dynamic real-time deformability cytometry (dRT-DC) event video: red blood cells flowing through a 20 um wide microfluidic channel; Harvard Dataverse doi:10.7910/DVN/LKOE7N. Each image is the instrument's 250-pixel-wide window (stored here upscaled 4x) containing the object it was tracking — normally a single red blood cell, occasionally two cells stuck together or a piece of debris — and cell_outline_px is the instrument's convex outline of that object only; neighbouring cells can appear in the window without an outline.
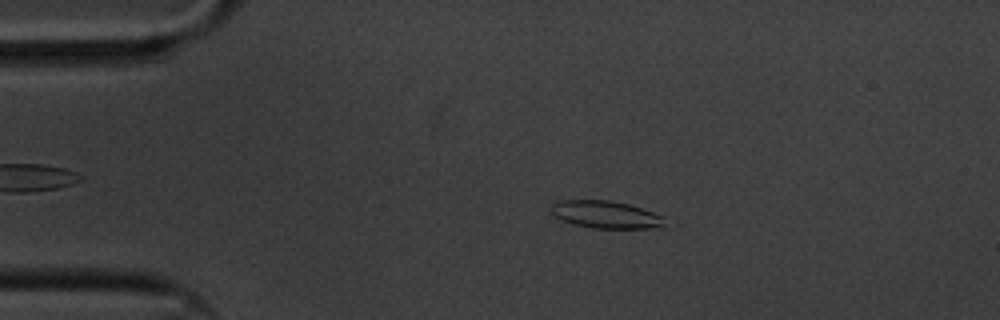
{"species": "common noctule bat (a hibernating species)", "species_latin": "Nyctalus noctula", "temperature_condition": "cold", "stored_images_in_passage": 59, "camera_frame_rate_fps": 3000, "um_per_image_px": 0.085, "animal": {"sex": "male", "body_mass_g": 20.1, "forearm_length_mm": 53.5}, "frame": {"image": 1, "passage_image": 11, "time_ms": 3.333, "image_size_px": [1000, 320], "cell_outline_px": [[668, 228], [592, 228], [576, 224], [564, 220], [556, 216], [552, 212], [552, 204], [560, 200], [608, 200], [628, 204], [664, 216]], "centroid_in_image_um": [51.59, 18.25], "position_along_channel_um": 33.4, "area_um2": 18.09}}
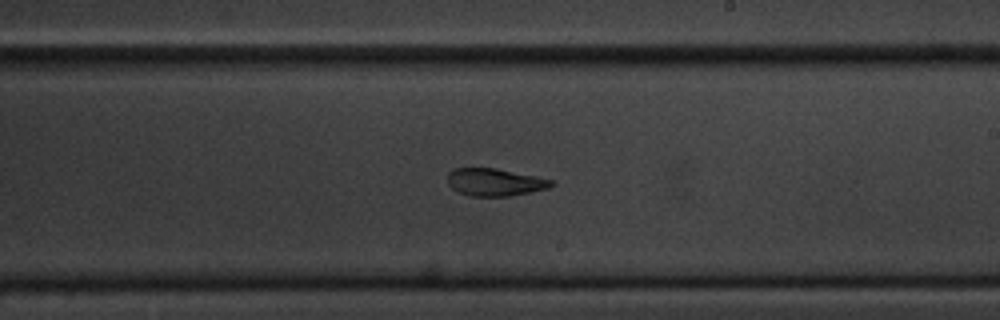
{"frame": {"image": 2, "passage_image": 34, "time_ms": 11.0, "image_size_px": [1000, 320], "cell_outline_px": [[556, 184], [548, 188], [508, 196], [468, 196], [452, 188], [448, 184], [448, 172], [452, 168], [496, 168], [556, 180]], "centroid_in_image_um": [42.08, 15.47], "position_along_channel_um": 246.9, "area_um2": 16.7}}
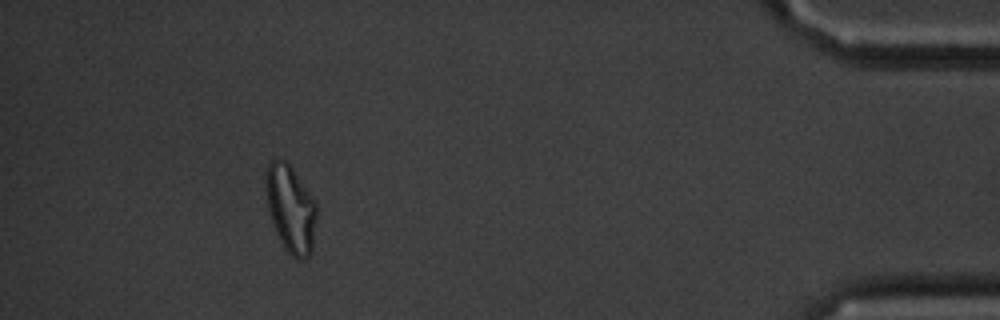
{"frame": {"image": 3, "passage_image": 54, "time_ms": 17.667, "image_size_px": [1000, 320], "cell_outline_px": [[316, 220], [312, 252], [308, 256], [300, 260], [296, 260], [284, 248], [276, 232], [268, 208], [264, 180], [268, 164], [272, 160], [280, 156], [292, 168], [316, 204]], "centroid_in_image_um": [24.69, 17.75], "position_along_channel_um": 410.5, "area_um2": 25.72}, "authors_computed_cell_mechanics": {"area_um2": 18.4382, "velocity_mm_per_s": 3.3104, "shape_relaxation_time_tau1_ms": 11.2043, "shape_relaxation_time_tau2_ms": 4.5602, "deformation_change_tau1": 0.2279, "deformation_change_tau2": 0.1122}}